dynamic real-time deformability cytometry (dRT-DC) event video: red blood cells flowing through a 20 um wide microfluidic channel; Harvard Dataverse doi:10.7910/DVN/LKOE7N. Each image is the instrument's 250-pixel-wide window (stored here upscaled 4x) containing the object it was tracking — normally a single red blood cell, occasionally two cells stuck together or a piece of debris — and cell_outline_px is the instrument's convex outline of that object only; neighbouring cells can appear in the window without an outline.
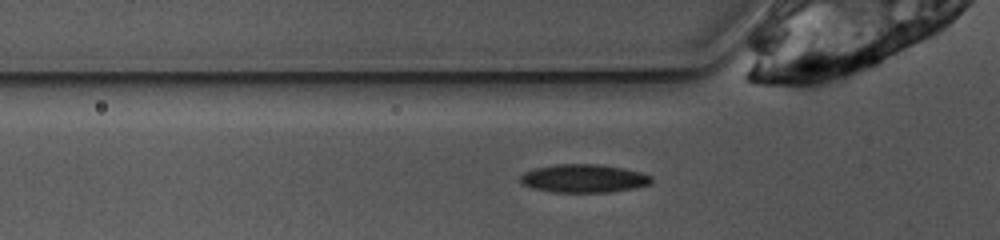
{"species": "common noctule bat (a hibernating species)", "species_latin": "Nyctalus noctula", "temperature_condition": "warm", "stored_images_in_passage": 38, "camera_frame_rate_fps": 3000, "um_per_image_px": 0.085, "animal": {"sex": "female", "body_mass_g": 10.0, "forearm_length_mm": 53.1}, "frame": {"image": 1, "passage_image": 2, "time_ms": 0.333, "image_size_px": [1000, 240], "cell_outline_px": [[652, 184], [636, 188], [608, 192], [552, 192], [532, 188], [524, 184], [520, 180], [520, 176], [524, 172], [536, 168], [556, 164], [596, 164], [624, 168], [640, 172], [652, 176]], "centroid_in_image_um": [49.65, 15.17], "position_along_channel_um": 76.2, "area_um2": 21.62}}
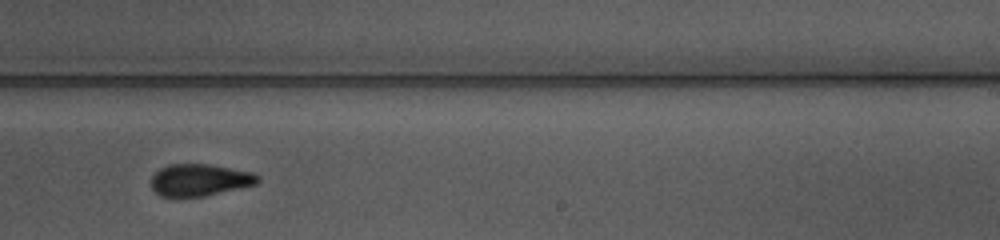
{"frame": {"image": 2, "passage_image": 17, "time_ms": 5.333, "image_size_px": [1000, 240], "cell_outline_px": [[260, 180], [256, 184], [204, 196], [180, 200], [176, 200], [160, 196], [152, 188], [152, 176], [160, 168], [168, 164], [212, 164], [256, 172], [260, 176]], "centroid_in_image_um": [16.97, 15.32], "position_along_channel_um": 272.0, "area_um2": 20.63}}
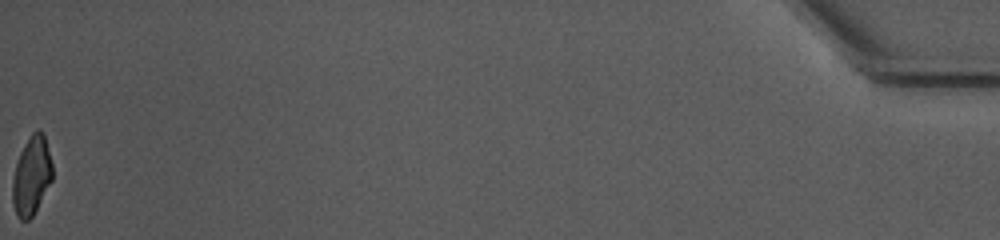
{"frame": {"image": 3, "passage_image": 38, "time_ms": 12.333, "image_size_px": [1000, 240], "cell_outline_px": [[52, 180], [32, 216], [28, 220], [20, 220], [16, 216], [12, 204], [12, 180], [16, 164], [20, 152], [28, 136], [36, 128], [40, 128], [44, 132], [52, 164]], "centroid_in_image_um": [2.67, 14.9], "position_along_channel_um": 432.5, "area_um2": 18.5}, "authors_computed_cell_mechanics": {"area_um2": 20.2878, "velocity_mm_per_s": 3.8867, "shape_relaxation_time_tau1_ms": 9.7782, "shape_relaxation_time_tau2_ms": 3.256, "deformation_change_tau1": 0.2276, "deformation_change_tau2": 0.0935}}